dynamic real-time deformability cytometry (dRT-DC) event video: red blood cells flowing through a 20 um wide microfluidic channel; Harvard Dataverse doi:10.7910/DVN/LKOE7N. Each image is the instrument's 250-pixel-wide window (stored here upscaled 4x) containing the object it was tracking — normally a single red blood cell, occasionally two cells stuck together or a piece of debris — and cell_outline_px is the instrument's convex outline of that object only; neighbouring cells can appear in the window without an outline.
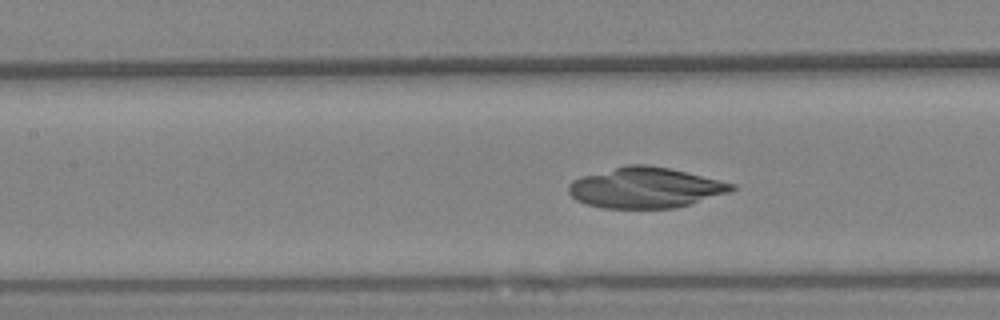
{"species": "Egyptian fruit bat (a non-hibernating species)", "species_latin": "Rousettus aegyptiacus", "temperature_condition": "warm", "stored_images_in_passage": 63, "camera_frame_rate_fps": 3000, "um_per_image_px": 0.085, "animal": {"sex": "female"}, "frame": {"image": 1, "passage_image": 33, "time_ms": 10.667, "image_size_px": [1000, 320], "cell_outline_px": [[736, 188], [728, 192], [692, 204], [676, 208], [604, 208], [584, 204], [576, 200], [568, 192], [568, 184], [572, 180], [580, 176], [628, 164], [644, 164], [668, 168], [736, 184]], "centroid_in_image_um": [54.82, 15.96], "position_along_channel_um": 152.6, "area_um2": 38.55}}
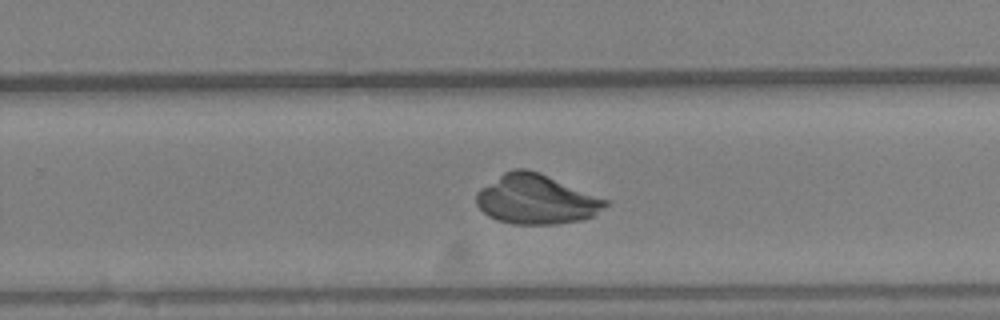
{"frame": {"image": 2, "passage_image": 47, "time_ms": 15.333, "image_size_px": [1000, 320], "cell_outline_px": [[608, 204], [592, 216], [580, 220], [556, 224], [512, 224], [496, 220], [488, 216], [476, 204], [476, 192], [480, 188], [504, 172], [512, 168], [528, 168], [540, 172], [608, 200]], "centroid_in_image_um": [45.54, 16.93], "position_along_channel_um": 284.3, "area_um2": 37.28}}
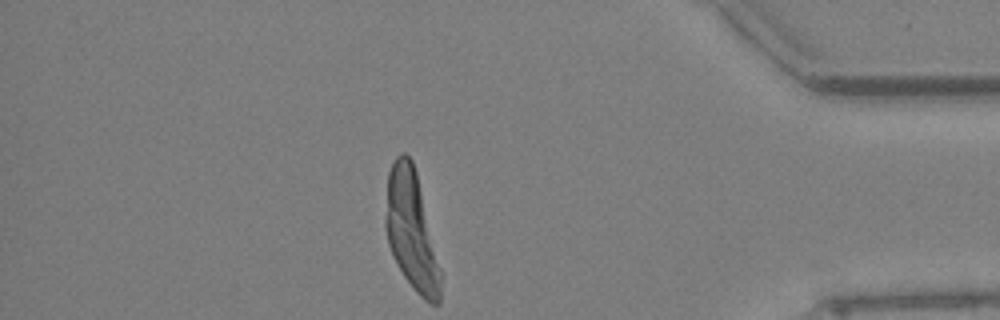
{"frame": {"image": 3, "passage_image": 63, "time_ms": 20.667, "image_size_px": [1000, 320], "cell_outline_px": [[440, 304], [428, 304], [416, 292], [404, 276], [388, 244], [384, 224], [384, 216], [388, 172], [396, 156], [400, 152], [404, 152], [412, 160], [416, 172], [440, 272]], "centroid_in_image_um": [34.92, 19.57], "position_along_channel_um": 400.3, "area_um2": 37.4}}